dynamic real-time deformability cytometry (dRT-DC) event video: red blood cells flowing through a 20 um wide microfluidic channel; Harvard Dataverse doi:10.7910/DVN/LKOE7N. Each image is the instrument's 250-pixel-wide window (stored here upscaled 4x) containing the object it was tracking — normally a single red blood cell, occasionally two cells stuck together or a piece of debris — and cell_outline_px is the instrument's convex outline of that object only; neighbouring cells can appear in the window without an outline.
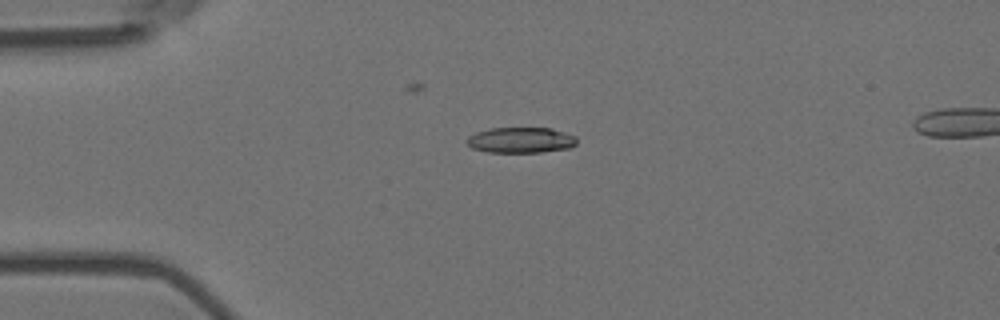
{"species": "Egyptian fruit bat (a non-hibernating species)", "species_latin": "Rousettus aegyptiacus", "temperature_condition": "room temperature", "stored_images_in_passage": 5, "segment_of_instrument_passage": [1, 2], "camera_frame_rate_fps": 3000, "um_per_image_px": 0.085, "animal": {"sex": "female"}, "frame": {"image": 1, "passage_image": 3, "time_ms": 0.667, "image_size_px": [1000, 320], "cell_outline_px": [[576, 144], [568, 148], [540, 152], [488, 152], [472, 148], [464, 140], [468, 136], [476, 132], [488, 128], [552, 128], [576, 136]], "centroid_in_image_um": [44.23, 11.9], "position_along_channel_um": 40.8, "area_um2": 16.47}}